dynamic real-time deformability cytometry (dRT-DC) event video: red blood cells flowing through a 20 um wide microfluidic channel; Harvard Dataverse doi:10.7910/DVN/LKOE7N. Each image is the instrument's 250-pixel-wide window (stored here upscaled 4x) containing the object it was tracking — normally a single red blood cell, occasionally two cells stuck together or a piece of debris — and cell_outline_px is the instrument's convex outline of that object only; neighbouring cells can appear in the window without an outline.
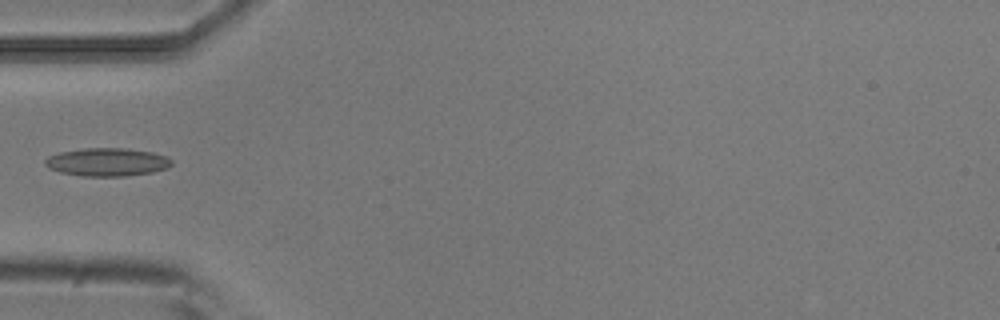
{"species": "common noctule bat (a hibernating species)", "species_latin": "Nyctalus noctula", "temperature_condition": "room temperature", "stored_images_in_passage": 4, "camera_frame_rate_fps": 3000, "um_per_image_px": 0.085, "animal": {"sex": "male", "body_mass_g": 20.5, "forearm_length_mm": 52.5}, "frame": {"image": 1, "passage_image": 4, "time_ms": 1.0, "image_size_px": [1000, 320], "cell_outline_px": [[172, 164], [168, 168], [152, 172], [124, 176], [80, 176], [60, 172], [48, 168], [44, 164], [44, 160], [48, 156], [60, 152], [84, 148], [124, 148], [152, 152], [168, 156], [172, 160]], "centroid_in_image_um": [9.1, 13.77], "position_along_channel_um": 75.9, "area_um2": 20.87}}